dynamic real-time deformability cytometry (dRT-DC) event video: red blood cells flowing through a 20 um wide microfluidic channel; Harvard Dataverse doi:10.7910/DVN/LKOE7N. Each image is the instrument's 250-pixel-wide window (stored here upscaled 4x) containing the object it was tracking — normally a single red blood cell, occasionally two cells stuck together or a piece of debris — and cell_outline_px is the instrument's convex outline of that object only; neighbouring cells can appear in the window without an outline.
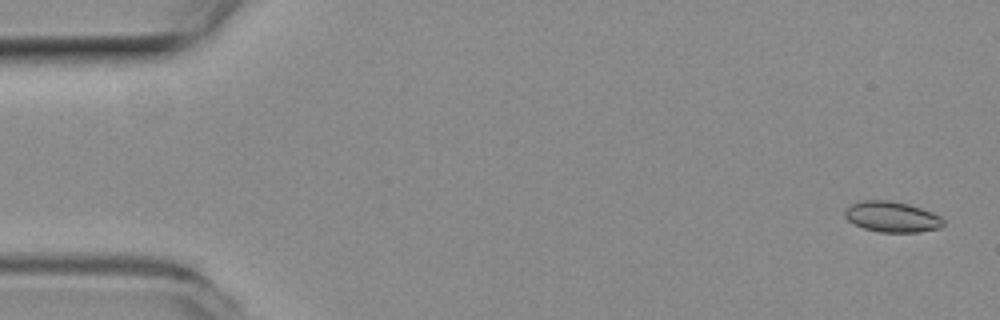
{"species": "common noctule bat (a hibernating species)", "species_latin": "Nyctalus noctula", "temperature_condition": "room temperature", "stored_images_in_passage": 54, "camera_frame_rate_fps": 3000, "um_per_image_px": 0.085, "animal": {"sex": "female", "body_mass_g": 19.3, "forearm_length_mm": 54.1}, "frame": {"image": 1, "passage_image": 2, "time_ms": 0.333, "image_size_px": [1000, 320], "cell_outline_px": [[944, 224], [940, 228], [920, 232], [880, 232], [864, 228], [852, 224], [844, 216], [844, 212], [852, 204], [860, 200], [888, 200], [908, 204], [932, 212], [940, 216], [944, 220]], "centroid_in_image_um": [75.81, 18.43], "position_along_channel_um": 9.2, "area_um2": 17.63}}
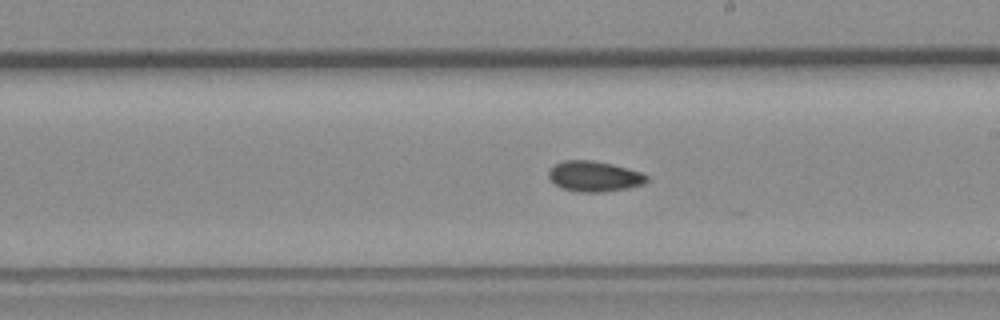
{"frame": {"image": 2, "passage_image": 30, "time_ms": 9.667, "image_size_px": [1000, 320], "cell_outline_px": [[648, 180], [644, 184], [628, 188], [600, 192], [576, 192], [560, 188], [548, 176], [548, 172], [556, 164], [564, 160], [592, 160], [612, 164], [628, 168], [640, 172], [648, 176]], "centroid_in_image_um": [50.52, 14.99], "position_along_channel_um": 238.5, "area_um2": 17.4}}
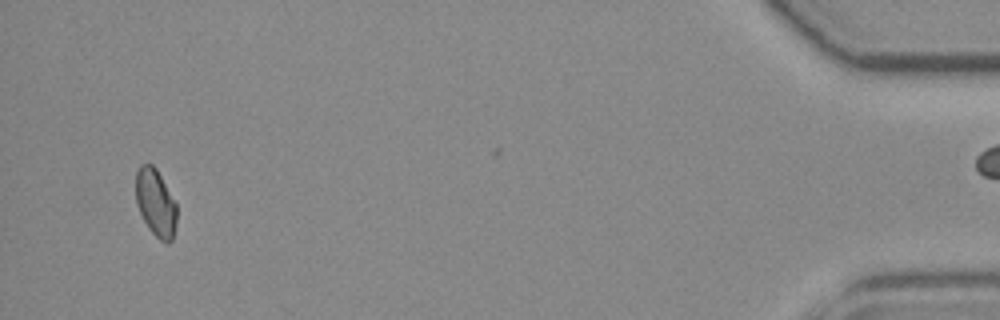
{"frame": {"image": 3, "passage_image": 51, "time_ms": 16.667, "image_size_px": [1000, 320], "cell_outline_px": [[176, 224], [172, 240], [168, 244], [160, 240], [148, 228], [136, 204], [136, 172], [140, 164], [152, 164], [156, 168], [176, 204]], "centroid_in_image_um": [13.22, 17.24], "position_along_channel_um": 422.0, "area_um2": 15.95}}